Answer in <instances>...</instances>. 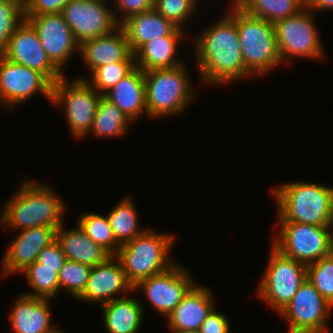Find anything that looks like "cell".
Segmentation results:
<instances>
[{
  "label": "cell",
  "mask_w": 333,
  "mask_h": 333,
  "mask_svg": "<svg viewBox=\"0 0 333 333\" xmlns=\"http://www.w3.org/2000/svg\"><path fill=\"white\" fill-rule=\"evenodd\" d=\"M270 257L256 295L278 314L292 300L307 277V265L271 246Z\"/></svg>",
  "instance_id": "obj_7"
},
{
  "label": "cell",
  "mask_w": 333,
  "mask_h": 333,
  "mask_svg": "<svg viewBox=\"0 0 333 333\" xmlns=\"http://www.w3.org/2000/svg\"><path fill=\"white\" fill-rule=\"evenodd\" d=\"M332 309L306 278L279 314L288 322L287 333H329L326 322Z\"/></svg>",
  "instance_id": "obj_11"
},
{
  "label": "cell",
  "mask_w": 333,
  "mask_h": 333,
  "mask_svg": "<svg viewBox=\"0 0 333 333\" xmlns=\"http://www.w3.org/2000/svg\"><path fill=\"white\" fill-rule=\"evenodd\" d=\"M132 292L133 286L127 281L120 260L111 255L105 262L91 268L85 290L78 300L101 305L122 298L117 296L120 293L127 295Z\"/></svg>",
  "instance_id": "obj_18"
},
{
  "label": "cell",
  "mask_w": 333,
  "mask_h": 333,
  "mask_svg": "<svg viewBox=\"0 0 333 333\" xmlns=\"http://www.w3.org/2000/svg\"><path fill=\"white\" fill-rule=\"evenodd\" d=\"M22 274L31 289V292L24 293L26 295L52 299L57 296L60 290L57 269L39 268V263L34 262L29 265Z\"/></svg>",
  "instance_id": "obj_31"
},
{
  "label": "cell",
  "mask_w": 333,
  "mask_h": 333,
  "mask_svg": "<svg viewBox=\"0 0 333 333\" xmlns=\"http://www.w3.org/2000/svg\"><path fill=\"white\" fill-rule=\"evenodd\" d=\"M127 36L130 50L135 54L144 44L156 37L169 34H186L154 9L129 17L120 25Z\"/></svg>",
  "instance_id": "obj_22"
},
{
  "label": "cell",
  "mask_w": 333,
  "mask_h": 333,
  "mask_svg": "<svg viewBox=\"0 0 333 333\" xmlns=\"http://www.w3.org/2000/svg\"><path fill=\"white\" fill-rule=\"evenodd\" d=\"M327 232L329 234L330 241L333 246V201L331 202L328 214V220L326 224Z\"/></svg>",
  "instance_id": "obj_42"
},
{
  "label": "cell",
  "mask_w": 333,
  "mask_h": 333,
  "mask_svg": "<svg viewBox=\"0 0 333 333\" xmlns=\"http://www.w3.org/2000/svg\"><path fill=\"white\" fill-rule=\"evenodd\" d=\"M135 207L133 199L127 195L107 214L114 238L120 246L133 240L147 230L139 228V215Z\"/></svg>",
  "instance_id": "obj_27"
},
{
  "label": "cell",
  "mask_w": 333,
  "mask_h": 333,
  "mask_svg": "<svg viewBox=\"0 0 333 333\" xmlns=\"http://www.w3.org/2000/svg\"><path fill=\"white\" fill-rule=\"evenodd\" d=\"M314 17L315 13L305 6L296 15L274 23L282 62H289L291 57L295 56L305 59L324 58L323 45Z\"/></svg>",
  "instance_id": "obj_10"
},
{
  "label": "cell",
  "mask_w": 333,
  "mask_h": 333,
  "mask_svg": "<svg viewBox=\"0 0 333 333\" xmlns=\"http://www.w3.org/2000/svg\"><path fill=\"white\" fill-rule=\"evenodd\" d=\"M60 226H39L19 230L6 250L1 262L2 276L25 270L34 263L40 251L56 241Z\"/></svg>",
  "instance_id": "obj_17"
},
{
  "label": "cell",
  "mask_w": 333,
  "mask_h": 333,
  "mask_svg": "<svg viewBox=\"0 0 333 333\" xmlns=\"http://www.w3.org/2000/svg\"><path fill=\"white\" fill-rule=\"evenodd\" d=\"M186 34H169L167 36L156 37L144 44L135 54V66L143 71L153 69L174 68L184 62L176 58L178 50V40H182Z\"/></svg>",
  "instance_id": "obj_26"
},
{
  "label": "cell",
  "mask_w": 333,
  "mask_h": 333,
  "mask_svg": "<svg viewBox=\"0 0 333 333\" xmlns=\"http://www.w3.org/2000/svg\"><path fill=\"white\" fill-rule=\"evenodd\" d=\"M277 221L326 226L333 187L302 181L279 184L272 190Z\"/></svg>",
  "instance_id": "obj_4"
},
{
  "label": "cell",
  "mask_w": 333,
  "mask_h": 333,
  "mask_svg": "<svg viewBox=\"0 0 333 333\" xmlns=\"http://www.w3.org/2000/svg\"><path fill=\"white\" fill-rule=\"evenodd\" d=\"M174 237L171 233H159L147 228L143 234L120 246L115 256L120 260L126 279L133 287L177 262L168 256Z\"/></svg>",
  "instance_id": "obj_6"
},
{
  "label": "cell",
  "mask_w": 333,
  "mask_h": 333,
  "mask_svg": "<svg viewBox=\"0 0 333 333\" xmlns=\"http://www.w3.org/2000/svg\"><path fill=\"white\" fill-rule=\"evenodd\" d=\"M132 122L112 102L103 95L98 102L91 135L96 137H117L124 136L129 131Z\"/></svg>",
  "instance_id": "obj_29"
},
{
  "label": "cell",
  "mask_w": 333,
  "mask_h": 333,
  "mask_svg": "<svg viewBox=\"0 0 333 333\" xmlns=\"http://www.w3.org/2000/svg\"><path fill=\"white\" fill-rule=\"evenodd\" d=\"M0 1H4V2H9V3H14L19 5L23 10L25 9L27 0H0Z\"/></svg>",
  "instance_id": "obj_43"
},
{
  "label": "cell",
  "mask_w": 333,
  "mask_h": 333,
  "mask_svg": "<svg viewBox=\"0 0 333 333\" xmlns=\"http://www.w3.org/2000/svg\"><path fill=\"white\" fill-rule=\"evenodd\" d=\"M276 222L273 228L278 225L279 230L272 236V246L284 256L308 265L333 252L326 226Z\"/></svg>",
  "instance_id": "obj_9"
},
{
  "label": "cell",
  "mask_w": 333,
  "mask_h": 333,
  "mask_svg": "<svg viewBox=\"0 0 333 333\" xmlns=\"http://www.w3.org/2000/svg\"><path fill=\"white\" fill-rule=\"evenodd\" d=\"M228 317L215 308L207 316L201 325L199 333H230Z\"/></svg>",
  "instance_id": "obj_40"
},
{
  "label": "cell",
  "mask_w": 333,
  "mask_h": 333,
  "mask_svg": "<svg viewBox=\"0 0 333 333\" xmlns=\"http://www.w3.org/2000/svg\"><path fill=\"white\" fill-rule=\"evenodd\" d=\"M211 288L196 283L166 317L171 331L198 332L215 308Z\"/></svg>",
  "instance_id": "obj_20"
},
{
  "label": "cell",
  "mask_w": 333,
  "mask_h": 333,
  "mask_svg": "<svg viewBox=\"0 0 333 333\" xmlns=\"http://www.w3.org/2000/svg\"><path fill=\"white\" fill-rule=\"evenodd\" d=\"M62 15L79 44L110 34L120 26L107 2L70 0L64 6Z\"/></svg>",
  "instance_id": "obj_14"
},
{
  "label": "cell",
  "mask_w": 333,
  "mask_h": 333,
  "mask_svg": "<svg viewBox=\"0 0 333 333\" xmlns=\"http://www.w3.org/2000/svg\"><path fill=\"white\" fill-rule=\"evenodd\" d=\"M195 284L186 267L175 262L164 272L139 281L133 292H144L152 308L167 317Z\"/></svg>",
  "instance_id": "obj_12"
},
{
  "label": "cell",
  "mask_w": 333,
  "mask_h": 333,
  "mask_svg": "<svg viewBox=\"0 0 333 333\" xmlns=\"http://www.w3.org/2000/svg\"><path fill=\"white\" fill-rule=\"evenodd\" d=\"M305 6L313 12H327L326 10H333V0H305Z\"/></svg>",
  "instance_id": "obj_41"
},
{
  "label": "cell",
  "mask_w": 333,
  "mask_h": 333,
  "mask_svg": "<svg viewBox=\"0 0 333 333\" xmlns=\"http://www.w3.org/2000/svg\"><path fill=\"white\" fill-rule=\"evenodd\" d=\"M171 333H199L195 331H171Z\"/></svg>",
  "instance_id": "obj_44"
},
{
  "label": "cell",
  "mask_w": 333,
  "mask_h": 333,
  "mask_svg": "<svg viewBox=\"0 0 333 333\" xmlns=\"http://www.w3.org/2000/svg\"><path fill=\"white\" fill-rule=\"evenodd\" d=\"M24 20V10L17 4L0 1V55L6 50L13 31Z\"/></svg>",
  "instance_id": "obj_36"
},
{
  "label": "cell",
  "mask_w": 333,
  "mask_h": 333,
  "mask_svg": "<svg viewBox=\"0 0 333 333\" xmlns=\"http://www.w3.org/2000/svg\"><path fill=\"white\" fill-rule=\"evenodd\" d=\"M228 10L238 28L246 69L252 75H263L283 64L273 23L250 15L234 0Z\"/></svg>",
  "instance_id": "obj_3"
},
{
  "label": "cell",
  "mask_w": 333,
  "mask_h": 333,
  "mask_svg": "<svg viewBox=\"0 0 333 333\" xmlns=\"http://www.w3.org/2000/svg\"><path fill=\"white\" fill-rule=\"evenodd\" d=\"M79 54L91 73L104 65L119 61H135L124 29L119 26L110 34L80 44Z\"/></svg>",
  "instance_id": "obj_21"
},
{
  "label": "cell",
  "mask_w": 333,
  "mask_h": 333,
  "mask_svg": "<svg viewBox=\"0 0 333 333\" xmlns=\"http://www.w3.org/2000/svg\"><path fill=\"white\" fill-rule=\"evenodd\" d=\"M114 9L113 13L119 25H121L129 17L150 11L154 9V0H113ZM119 12V13H118ZM119 14L117 16V14ZM121 14V16H120Z\"/></svg>",
  "instance_id": "obj_37"
},
{
  "label": "cell",
  "mask_w": 333,
  "mask_h": 333,
  "mask_svg": "<svg viewBox=\"0 0 333 333\" xmlns=\"http://www.w3.org/2000/svg\"><path fill=\"white\" fill-rule=\"evenodd\" d=\"M309 282L333 306V252L307 265Z\"/></svg>",
  "instance_id": "obj_33"
},
{
  "label": "cell",
  "mask_w": 333,
  "mask_h": 333,
  "mask_svg": "<svg viewBox=\"0 0 333 333\" xmlns=\"http://www.w3.org/2000/svg\"><path fill=\"white\" fill-rule=\"evenodd\" d=\"M219 19L194 40L200 81L212 86L253 76L242 57L235 20L228 13Z\"/></svg>",
  "instance_id": "obj_1"
},
{
  "label": "cell",
  "mask_w": 333,
  "mask_h": 333,
  "mask_svg": "<svg viewBox=\"0 0 333 333\" xmlns=\"http://www.w3.org/2000/svg\"><path fill=\"white\" fill-rule=\"evenodd\" d=\"M128 295L102 304V317L107 333H138L142 325V302Z\"/></svg>",
  "instance_id": "obj_25"
},
{
  "label": "cell",
  "mask_w": 333,
  "mask_h": 333,
  "mask_svg": "<svg viewBox=\"0 0 333 333\" xmlns=\"http://www.w3.org/2000/svg\"><path fill=\"white\" fill-rule=\"evenodd\" d=\"M186 65L144 71L148 118L159 119L183 113L194 101L195 91Z\"/></svg>",
  "instance_id": "obj_5"
},
{
  "label": "cell",
  "mask_w": 333,
  "mask_h": 333,
  "mask_svg": "<svg viewBox=\"0 0 333 333\" xmlns=\"http://www.w3.org/2000/svg\"><path fill=\"white\" fill-rule=\"evenodd\" d=\"M76 223L80 225L91 240L100 244L111 255L118 253L120 245L114 238L107 215L103 216L95 212L83 213Z\"/></svg>",
  "instance_id": "obj_30"
},
{
  "label": "cell",
  "mask_w": 333,
  "mask_h": 333,
  "mask_svg": "<svg viewBox=\"0 0 333 333\" xmlns=\"http://www.w3.org/2000/svg\"><path fill=\"white\" fill-rule=\"evenodd\" d=\"M254 17L275 23L296 15L305 7V0H234Z\"/></svg>",
  "instance_id": "obj_28"
},
{
  "label": "cell",
  "mask_w": 333,
  "mask_h": 333,
  "mask_svg": "<svg viewBox=\"0 0 333 333\" xmlns=\"http://www.w3.org/2000/svg\"><path fill=\"white\" fill-rule=\"evenodd\" d=\"M50 186L33 180L24 181L5 204L0 223L8 230L39 226H61L66 205Z\"/></svg>",
  "instance_id": "obj_2"
},
{
  "label": "cell",
  "mask_w": 333,
  "mask_h": 333,
  "mask_svg": "<svg viewBox=\"0 0 333 333\" xmlns=\"http://www.w3.org/2000/svg\"><path fill=\"white\" fill-rule=\"evenodd\" d=\"M198 0H154V10L172 21L176 26L184 29L186 20L191 16L198 7Z\"/></svg>",
  "instance_id": "obj_35"
},
{
  "label": "cell",
  "mask_w": 333,
  "mask_h": 333,
  "mask_svg": "<svg viewBox=\"0 0 333 333\" xmlns=\"http://www.w3.org/2000/svg\"><path fill=\"white\" fill-rule=\"evenodd\" d=\"M53 84L40 72L0 55V105L10 109L26 103L37 92L52 101Z\"/></svg>",
  "instance_id": "obj_13"
},
{
  "label": "cell",
  "mask_w": 333,
  "mask_h": 333,
  "mask_svg": "<svg viewBox=\"0 0 333 333\" xmlns=\"http://www.w3.org/2000/svg\"><path fill=\"white\" fill-rule=\"evenodd\" d=\"M101 96L85 80L76 78L68 82L64 76L53 84L51 102L64 108L69 130L79 139L92 129Z\"/></svg>",
  "instance_id": "obj_8"
},
{
  "label": "cell",
  "mask_w": 333,
  "mask_h": 333,
  "mask_svg": "<svg viewBox=\"0 0 333 333\" xmlns=\"http://www.w3.org/2000/svg\"><path fill=\"white\" fill-rule=\"evenodd\" d=\"M50 300L22 293L14 302L9 321L14 333H63L52 324Z\"/></svg>",
  "instance_id": "obj_19"
},
{
  "label": "cell",
  "mask_w": 333,
  "mask_h": 333,
  "mask_svg": "<svg viewBox=\"0 0 333 333\" xmlns=\"http://www.w3.org/2000/svg\"><path fill=\"white\" fill-rule=\"evenodd\" d=\"M91 268L86 264L66 260L58 274L60 289L67 290L77 300L85 290Z\"/></svg>",
  "instance_id": "obj_34"
},
{
  "label": "cell",
  "mask_w": 333,
  "mask_h": 333,
  "mask_svg": "<svg viewBox=\"0 0 333 333\" xmlns=\"http://www.w3.org/2000/svg\"><path fill=\"white\" fill-rule=\"evenodd\" d=\"M9 61L42 73L52 84L65 74L50 60L34 27L24 19L11 35L1 54Z\"/></svg>",
  "instance_id": "obj_15"
},
{
  "label": "cell",
  "mask_w": 333,
  "mask_h": 333,
  "mask_svg": "<svg viewBox=\"0 0 333 333\" xmlns=\"http://www.w3.org/2000/svg\"><path fill=\"white\" fill-rule=\"evenodd\" d=\"M56 241L67 260L94 267L105 262L111 254L100 244L91 240L77 223L72 229H65L64 223L56 231Z\"/></svg>",
  "instance_id": "obj_24"
},
{
  "label": "cell",
  "mask_w": 333,
  "mask_h": 333,
  "mask_svg": "<svg viewBox=\"0 0 333 333\" xmlns=\"http://www.w3.org/2000/svg\"><path fill=\"white\" fill-rule=\"evenodd\" d=\"M96 1H101V2H105V3H106V2H108L109 0H108V1H106V0H96Z\"/></svg>",
  "instance_id": "obj_45"
},
{
  "label": "cell",
  "mask_w": 333,
  "mask_h": 333,
  "mask_svg": "<svg viewBox=\"0 0 333 333\" xmlns=\"http://www.w3.org/2000/svg\"><path fill=\"white\" fill-rule=\"evenodd\" d=\"M135 67V61H119L95 69L89 77L90 80L78 78L85 80L99 94L104 95Z\"/></svg>",
  "instance_id": "obj_32"
},
{
  "label": "cell",
  "mask_w": 333,
  "mask_h": 333,
  "mask_svg": "<svg viewBox=\"0 0 333 333\" xmlns=\"http://www.w3.org/2000/svg\"><path fill=\"white\" fill-rule=\"evenodd\" d=\"M24 19L34 27L50 60L63 72L72 54L79 52L80 44L62 13L24 15Z\"/></svg>",
  "instance_id": "obj_16"
},
{
  "label": "cell",
  "mask_w": 333,
  "mask_h": 333,
  "mask_svg": "<svg viewBox=\"0 0 333 333\" xmlns=\"http://www.w3.org/2000/svg\"><path fill=\"white\" fill-rule=\"evenodd\" d=\"M66 260L61 246L57 241H54L40 251L36 262L39 263V268L57 269V274H59Z\"/></svg>",
  "instance_id": "obj_38"
},
{
  "label": "cell",
  "mask_w": 333,
  "mask_h": 333,
  "mask_svg": "<svg viewBox=\"0 0 333 333\" xmlns=\"http://www.w3.org/2000/svg\"><path fill=\"white\" fill-rule=\"evenodd\" d=\"M131 121L146 114L145 77L141 68L135 67L113 88L103 95Z\"/></svg>",
  "instance_id": "obj_23"
},
{
  "label": "cell",
  "mask_w": 333,
  "mask_h": 333,
  "mask_svg": "<svg viewBox=\"0 0 333 333\" xmlns=\"http://www.w3.org/2000/svg\"><path fill=\"white\" fill-rule=\"evenodd\" d=\"M70 0H27L24 15L62 13Z\"/></svg>",
  "instance_id": "obj_39"
}]
</instances>
